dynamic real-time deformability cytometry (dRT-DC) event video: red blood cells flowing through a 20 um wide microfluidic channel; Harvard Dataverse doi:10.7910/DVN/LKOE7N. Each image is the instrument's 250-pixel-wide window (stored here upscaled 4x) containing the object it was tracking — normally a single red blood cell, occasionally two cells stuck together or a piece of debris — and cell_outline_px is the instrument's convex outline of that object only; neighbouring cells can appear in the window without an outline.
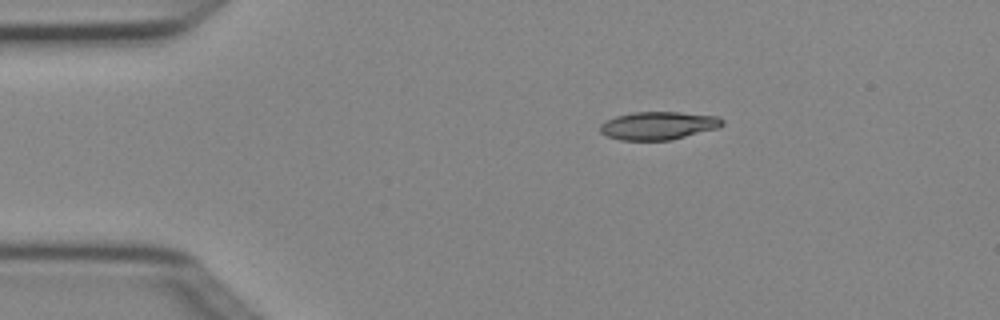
{"species": "Egyptian fruit bat (a non-hibernating species)", "species_latin": "Rousettus aegyptiacus", "temperature_condition": "cold", "stored_images_in_passage": 4, "camera_frame_rate_fps": 3000, "um_per_image_px": 0.085, "animal": {"sex": "female"}, "frame": {"image": 1, "passage_image": 1, "time_ms": 0.0, "image_size_px": [1000, 320], "cell_outline_px": [[724, 124], [720, 128], [672, 140], [620, 140], [608, 136], [600, 132], [600, 124], [604, 120], [616, 116], [632, 112], [680, 112], [716, 116], [724, 120]], "centroid_in_image_um": [55.97, 10.68], "position_along_channel_um": 29.0, "area_um2": 20.17}}
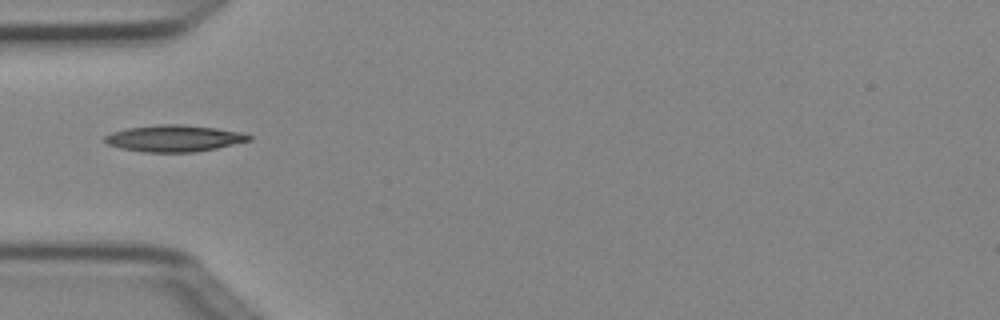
{"frame": {"image": 2, "passage_image": 3, "time_ms": 0.667, "image_size_px": [1000, 320], "cell_outline_px": [[252, 140], [216, 148], [196, 152], [144, 152], [120, 148], [108, 144], [104, 140], [104, 136], [112, 132], [128, 128], [160, 124], [180, 124], [216, 128], [244, 132], [252, 136]], "centroid_in_image_um": [14.83, 11.76], "position_along_channel_um": 70.2, "area_um2": 22.37}}
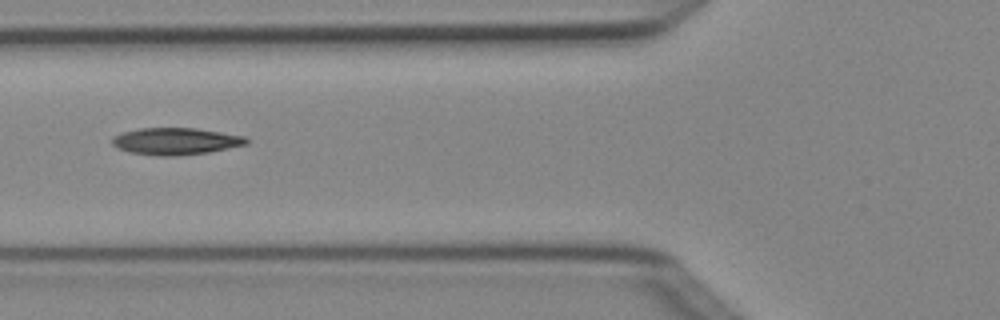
{"frame": {"image": 3, "passage_image": 4, "time_ms": 1.0, "image_size_px": [1000, 320], "cell_outline_px": [[248, 144], [208, 152], [180, 156], [156, 156], [128, 152], [116, 148], [112, 144], [112, 136], [120, 132], [140, 128], [196, 128], [244, 136], [248, 140]], "centroid_in_image_um": [14.87, 12.01], "position_along_channel_um": 110.9, "area_um2": 21.27}}